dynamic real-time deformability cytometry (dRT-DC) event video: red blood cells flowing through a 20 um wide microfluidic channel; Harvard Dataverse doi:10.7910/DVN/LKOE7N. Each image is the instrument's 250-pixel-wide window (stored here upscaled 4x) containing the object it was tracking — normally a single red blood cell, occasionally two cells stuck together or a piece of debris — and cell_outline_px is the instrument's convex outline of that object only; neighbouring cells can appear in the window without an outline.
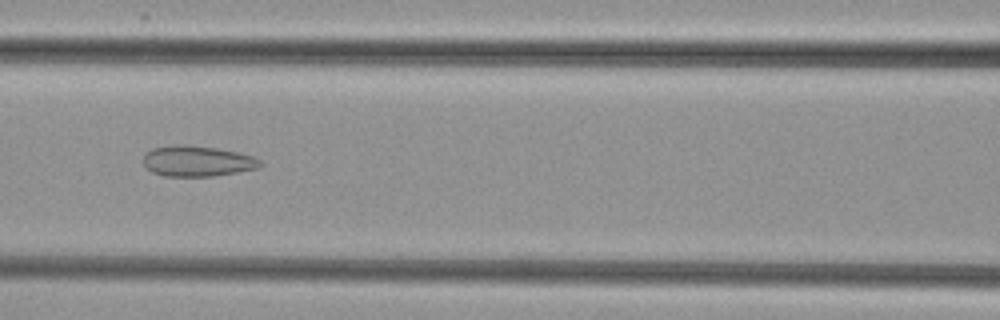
{"species": "common noctule bat (a hibernating species)", "species_latin": "Nyctalus noctula", "temperature_condition": "cold", "stored_images_in_passage": 43, "camera_frame_rate_fps": 3000, "um_per_image_px": 0.085, "animal": {"sex": "female", "body_mass_g": 29.2, "forearm_length_mm": 56.3}, "frame": {"image": 1, "passage_image": 23, "time_ms": 7.333, "image_size_px": [1000, 320], "cell_outline_px": [[264, 164], [256, 168], [236, 172], [212, 176], [164, 176], [152, 172], [144, 164], [144, 156], [152, 148], [184, 144], [216, 148], [236, 152], [252, 156], [260, 160]], "centroid_in_image_um": [16.77, 13.7], "position_along_channel_um": 149.8, "area_um2": 20.58}}
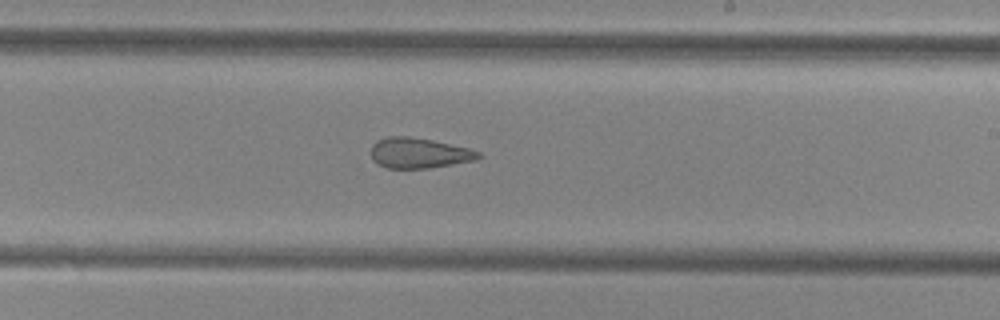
{"frame": {"image": 2, "passage_image": 31, "time_ms": 10.0, "image_size_px": [1000, 320], "cell_outline_px": [[484, 156], [476, 160], [428, 168], [388, 168], [376, 164], [372, 160], [372, 144], [376, 140], [388, 136], [408, 136], [432, 140], [468, 148], [480, 152]], "centroid_in_image_um": [35.6, 13.0], "position_along_channel_um": 253.4, "area_um2": 19.07}}
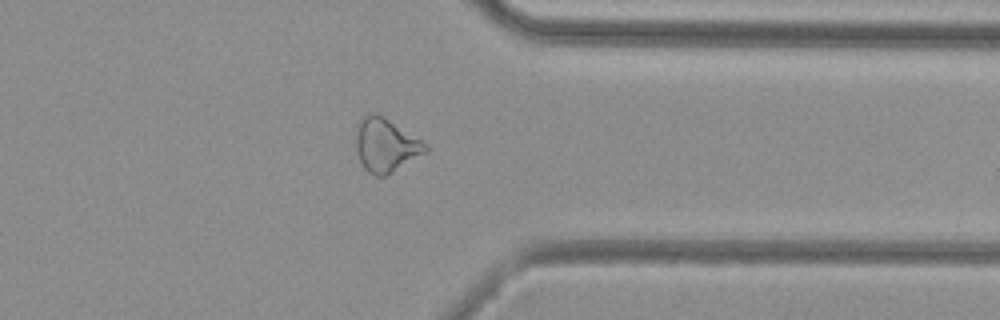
{"frame": {"image": 3, "passage_image": 41, "time_ms": 13.333, "image_size_px": [1000, 320], "cell_outline_px": [[428, 152], [392, 172], [384, 176], [376, 176], [368, 172], [364, 168], [356, 152], [356, 124], [360, 116], [368, 112], [376, 112], [384, 116], [428, 144]], "centroid_in_image_um": [32.77, 12.3], "position_along_channel_um": 378.6, "area_um2": 22.14}}